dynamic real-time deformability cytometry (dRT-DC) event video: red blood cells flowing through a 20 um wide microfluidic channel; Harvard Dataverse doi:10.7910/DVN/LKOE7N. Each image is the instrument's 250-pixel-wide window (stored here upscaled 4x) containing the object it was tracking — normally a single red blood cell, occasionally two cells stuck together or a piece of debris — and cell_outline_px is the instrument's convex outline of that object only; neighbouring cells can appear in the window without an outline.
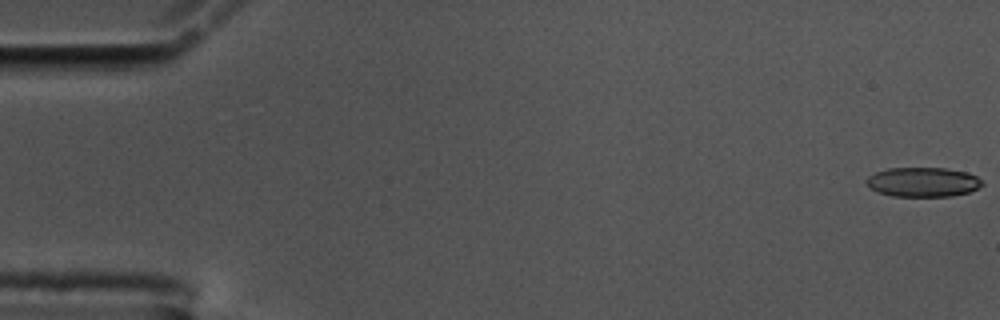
{"species": "common noctule bat (a hibernating species)", "species_latin": "Nyctalus noctula", "temperature_condition": "cold", "stored_images_in_passage": 57, "camera_frame_rate_fps": 3000, "um_per_image_px": 0.085, "animal": {"sex": "male", "body_mass_g": 17.5, "forearm_length_mm": 52.3}, "frame": {"image": 1, "passage_image": 1, "time_ms": 0.0, "image_size_px": [1000, 320], "cell_outline_px": [[984, 184], [968, 192], [952, 196], [892, 196], [876, 192], [864, 180], [868, 176], [876, 172], [888, 168], [944, 168], [968, 172], [976, 176]], "centroid_in_image_um": [78.43, 15.47], "position_along_channel_um": 6.6, "area_um2": 19.83}}
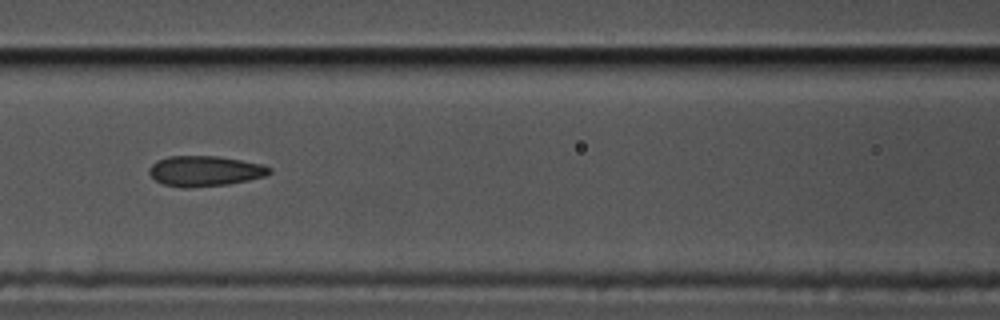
{"frame": {"image": 2, "passage_image": 25, "time_ms": 8.0, "image_size_px": [1000, 320], "cell_outline_px": [[272, 172], [264, 176], [248, 180], [228, 184], [188, 188], [184, 188], [164, 184], [156, 180], [148, 172], [148, 168], [156, 160], [168, 156], [216, 156], [240, 160], [260, 164], [272, 168]], "centroid_in_image_um": [17.39, 14.53], "position_along_channel_um": 149.2, "area_um2": 21.21}}
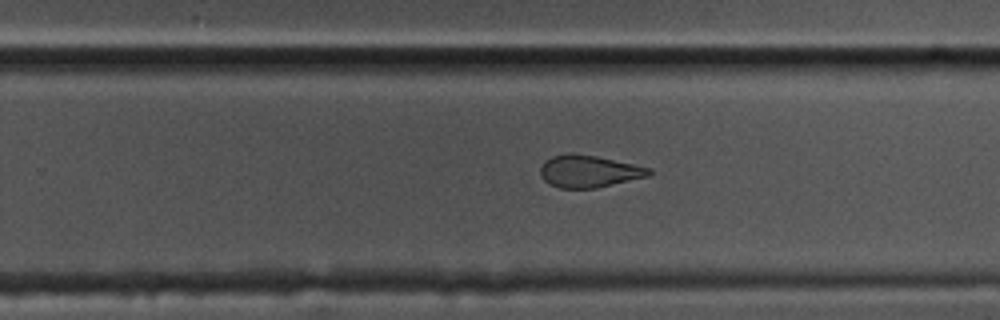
{"frame": {"image": 3, "passage_image": 36, "time_ms": 11.667, "image_size_px": [1000, 320], "cell_outline_px": [[652, 172], [648, 176], [596, 188], [560, 188], [548, 184], [540, 176], [540, 168], [544, 160], [552, 156], [572, 152], [596, 156], [652, 168]], "centroid_in_image_um": [50.02, 14.55], "position_along_channel_um": 279.8, "area_um2": 20.46}, "authors_computed_cell_mechanics": {"area_um2": 21.2126, "velocity_mm_per_s": 3.5716, "shape_relaxation_time_tau1_ms": 10.6119, "shape_relaxation_time_tau2_ms": 1.8123, "deformation_change_tau1": 0.2125, "deformation_change_tau2": 0.0824}}